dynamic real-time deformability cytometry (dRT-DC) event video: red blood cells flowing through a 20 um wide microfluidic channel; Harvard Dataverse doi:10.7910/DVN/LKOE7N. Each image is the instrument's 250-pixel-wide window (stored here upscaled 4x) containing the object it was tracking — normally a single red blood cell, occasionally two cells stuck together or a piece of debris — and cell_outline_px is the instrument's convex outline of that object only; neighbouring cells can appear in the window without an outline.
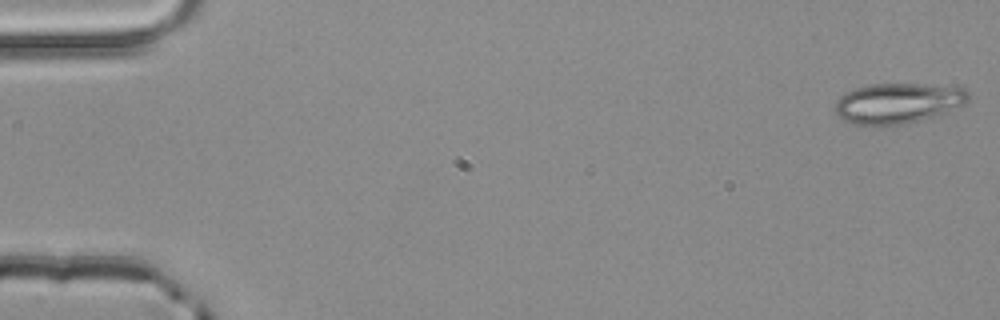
{"species": "common noctule bat (a hibernating species)", "species_latin": "Nyctalus noctula", "temperature_condition": "room temperature", "stored_images_in_passage": 4, "camera_frame_rate_fps": 3000, "um_per_image_px": 0.085, "animal": {"sex": "male", "body_mass_g": 20.4}, "frame": {"image": 1, "passage_image": 1, "time_ms": 0.0, "image_size_px": [1000, 320], "cell_outline_px": [[968, 100], [964, 104], [944, 112], [920, 120], [904, 124], [876, 128], [872, 128], [856, 124], [844, 120], [836, 112], [836, 100], [840, 96], [852, 88], [872, 84], [920, 84], [964, 88], [968, 92]], "centroid_in_image_um": [76.26, 8.79], "position_along_channel_um": 8.7, "area_um2": 31.5}}